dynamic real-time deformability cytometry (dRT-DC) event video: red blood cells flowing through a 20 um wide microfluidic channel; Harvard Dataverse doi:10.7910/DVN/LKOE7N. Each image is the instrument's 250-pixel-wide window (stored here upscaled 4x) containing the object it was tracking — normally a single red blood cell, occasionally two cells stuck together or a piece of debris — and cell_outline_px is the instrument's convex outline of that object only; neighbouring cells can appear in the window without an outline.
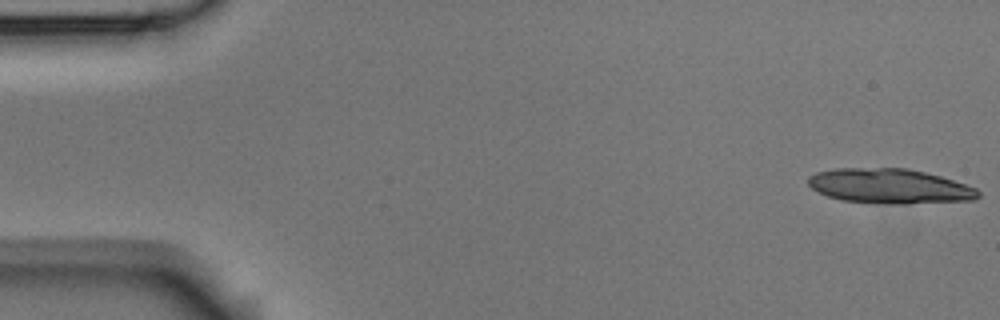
{"species": "Egyptian fruit bat (a non-hibernating species)", "species_latin": "Rousettus aegyptiacus", "temperature_condition": "room temperature", "stored_images_in_passage": 5, "camera_frame_rate_fps": 3000, "um_per_image_px": 0.085, "animal": {"sex": "male"}, "frame": {"image": 1, "passage_image": 1, "time_ms": 0.0, "image_size_px": [1000, 320], "cell_outline_px": [[980, 196], [976, 200], [908, 204], [888, 204], [840, 200], [828, 196], [812, 188], [808, 184], [808, 176], [816, 172], [836, 168], [908, 168], [940, 176], [976, 188], [980, 192]], "centroid_in_image_um": [75.63, 15.83], "position_along_channel_um": 9.4, "area_um2": 34.62}}